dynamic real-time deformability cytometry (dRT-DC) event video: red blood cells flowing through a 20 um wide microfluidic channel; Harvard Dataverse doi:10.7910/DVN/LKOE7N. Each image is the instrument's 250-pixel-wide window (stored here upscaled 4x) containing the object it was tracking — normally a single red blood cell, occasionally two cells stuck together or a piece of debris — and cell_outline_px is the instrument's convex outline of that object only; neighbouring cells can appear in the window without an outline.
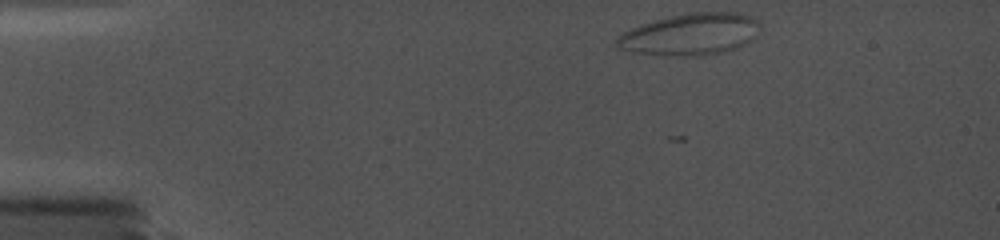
{"species": "common noctule bat (a hibernating species)", "species_latin": "Nyctalus noctula", "temperature_condition": "cold", "stored_images_in_passage": 10, "camera_frame_rate_fps": 5000, "um_per_image_px": 0.085, "animal": {"sex": "female", "body_mass_g": 19.0, "forearm_length_mm": 56.7}, "frame": {"image": 1, "passage_image": 2, "time_ms": 0.4, "image_size_px": [1000, 240], "cell_outline_px": [[752, 20], [748, 40], [744, 44], [736, 48], [724, 52], [704, 56], [656, 56], [636, 52], [624, 48], [620, 44], [620, 36], [632, 28], [652, 20], [668, 16], [688, 12], [736, 12], [748, 16]], "centroid_in_image_um": [58.58, 2.93], "position_along_channel_um": 26.4, "area_um2": 33.52}}